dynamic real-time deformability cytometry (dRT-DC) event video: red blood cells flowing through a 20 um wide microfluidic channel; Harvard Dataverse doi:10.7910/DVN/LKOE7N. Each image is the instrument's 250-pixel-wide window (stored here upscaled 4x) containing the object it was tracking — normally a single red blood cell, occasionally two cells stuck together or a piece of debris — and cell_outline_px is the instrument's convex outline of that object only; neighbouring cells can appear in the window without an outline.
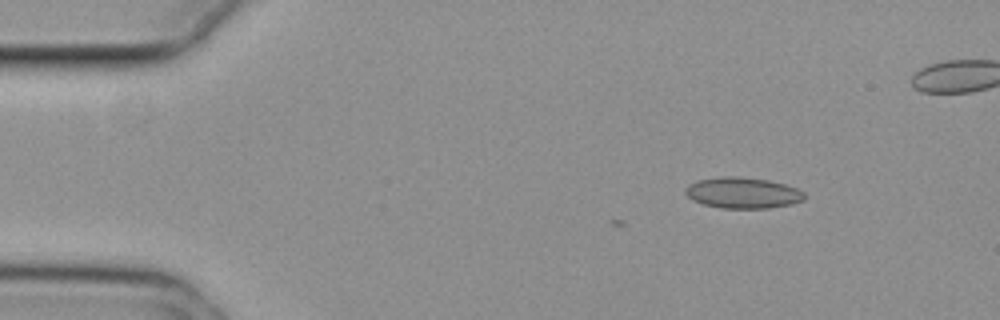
{"species": "common noctule bat (a hibernating species)", "species_latin": "Nyctalus noctula", "temperature_condition": "cold", "stored_images_in_passage": 8, "camera_frame_rate_fps": 3000, "um_per_image_px": 0.085, "animal": {"sex": "female", "body_mass_g": 29.2, "forearm_length_mm": 56.3}, "frame": {"image": 1, "passage_image": 8, "time_ms": 2.333, "image_size_px": [1000, 320], "cell_outline_px": [[804, 200], [792, 204], [768, 208], [720, 208], [704, 204], [692, 200], [684, 192], [684, 188], [688, 184], [696, 180], [724, 176], [740, 176], [768, 180], [784, 184], [796, 188], [804, 192]], "centroid_in_image_um": [63.1, 16.38], "position_along_channel_um": 21.9, "area_um2": 21.62}}